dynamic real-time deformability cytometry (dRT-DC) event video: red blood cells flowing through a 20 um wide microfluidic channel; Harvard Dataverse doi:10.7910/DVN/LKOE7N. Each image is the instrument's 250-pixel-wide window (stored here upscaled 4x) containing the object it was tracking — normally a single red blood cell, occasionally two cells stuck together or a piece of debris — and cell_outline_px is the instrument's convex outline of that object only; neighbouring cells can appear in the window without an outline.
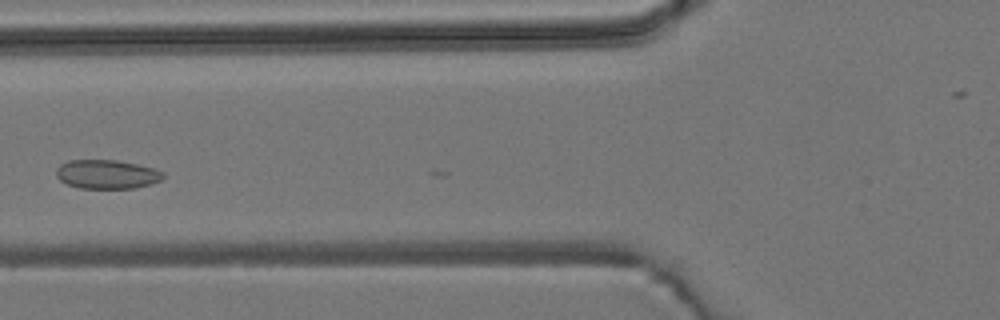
{"species": "common noctule bat (a hibernating species)", "species_latin": "Nyctalus noctula", "temperature_condition": "room temperature", "stored_images_in_passage": 5, "camera_frame_rate_fps": 3000, "um_per_image_px": 0.085, "animal": {"sex": "male", "body_mass_g": 19.2, "forearm_length_mm": 51.8}, "frame": {"image": 1, "passage_image": 4, "time_ms": 1.0, "image_size_px": [1000, 320], "cell_outline_px": [[164, 176], [160, 180], [148, 184], [132, 188], [80, 188], [68, 184], [60, 180], [56, 176], [56, 168], [60, 164], [68, 160], [116, 160], [136, 164], [152, 168], [164, 172]], "centroid_in_image_um": [9.04, 14.8], "position_along_channel_um": 116.8, "area_um2": 17.86}}